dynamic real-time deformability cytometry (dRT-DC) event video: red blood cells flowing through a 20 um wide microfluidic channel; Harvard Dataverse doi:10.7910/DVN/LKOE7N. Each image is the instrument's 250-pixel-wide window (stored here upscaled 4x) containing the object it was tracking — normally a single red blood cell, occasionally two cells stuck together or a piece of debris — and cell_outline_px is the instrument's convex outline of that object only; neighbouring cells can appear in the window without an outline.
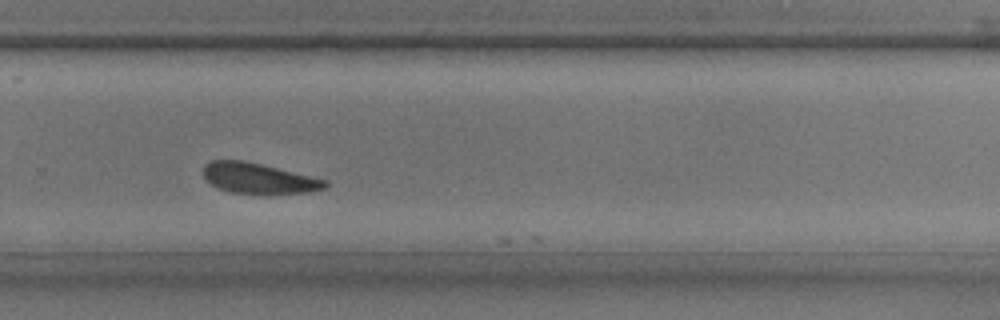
{"species": "common noctule bat (a hibernating species)", "species_latin": "Nyctalus noctula", "temperature_condition": "room temperature", "stored_images_in_passage": 18, "camera_frame_rate_fps": 3000, "um_per_image_px": 0.085, "animal": {"sex": "male", "body_mass_g": 17.9, "forearm_length_mm": 54.2}, "frame": {"image": 1, "passage_image": 17, "time_ms": 5.333, "image_size_px": [1000, 320], "cell_outline_px": [[328, 184], [324, 188], [308, 192], [232, 192], [216, 188], [200, 172], [204, 164], [212, 160], [244, 160], [328, 180]], "centroid_in_image_um": [21.91, 15.12], "position_along_channel_um": 307.9, "area_um2": 21.15}}